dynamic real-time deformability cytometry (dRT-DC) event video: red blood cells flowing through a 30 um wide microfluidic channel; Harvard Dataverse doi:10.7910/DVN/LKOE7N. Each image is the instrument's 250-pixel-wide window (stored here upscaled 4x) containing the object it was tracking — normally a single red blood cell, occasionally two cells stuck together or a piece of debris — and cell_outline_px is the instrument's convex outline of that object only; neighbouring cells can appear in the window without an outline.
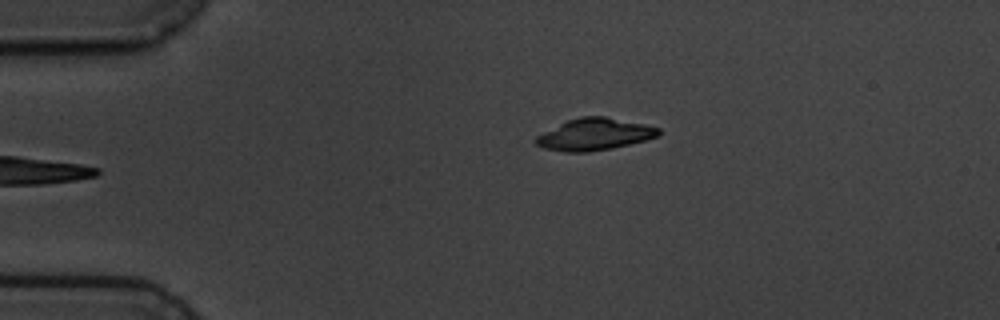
{"species": "common noctule bat (a hibernating species)", "species_latin": "Nyctalus noctula", "temperature_condition": "cold", "stored_images_in_passage": 6, "camera_frame_rate_fps": 3000, "um_per_image_px": 0.085, "animal": {"sex": "male", "body_mass_g": 19.5, "forearm_length_mm": 54.6}, "frame": {"image": 1, "passage_image": 6, "time_ms": 6.0, "image_size_px": [1000, 320], "cell_outline_px": [[660, 136], [612, 148], [588, 152], [564, 152], [544, 148], [536, 144], [532, 140], [536, 136], [568, 120], [580, 116], [604, 116], [644, 124], [660, 128]], "centroid_in_image_um": [50.52, 11.42], "position_along_channel_um": 34.5, "area_um2": 22.66}}